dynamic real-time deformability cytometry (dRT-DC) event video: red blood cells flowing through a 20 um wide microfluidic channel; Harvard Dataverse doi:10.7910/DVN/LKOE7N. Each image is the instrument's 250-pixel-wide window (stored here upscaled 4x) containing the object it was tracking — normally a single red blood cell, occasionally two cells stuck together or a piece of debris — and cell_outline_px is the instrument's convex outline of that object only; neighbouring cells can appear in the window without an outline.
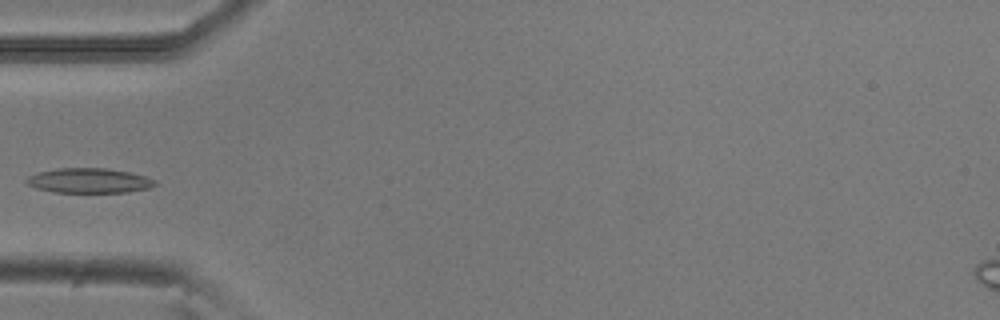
{"species": "common noctule bat (a hibernating species)", "species_latin": "Nyctalus noctula", "temperature_condition": "room temperature", "stored_images_in_passage": 4, "camera_frame_rate_fps": 3000, "um_per_image_px": 0.085, "animal": {"sex": "male", "body_mass_g": 20.5, "forearm_length_mm": 52.5}, "frame": {"image": 1, "passage_image": 4, "time_ms": 1.0, "image_size_px": [1000, 320], "cell_outline_px": [[156, 184], [148, 188], [128, 192], [52, 192], [36, 188], [28, 184], [24, 180], [28, 176], [36, 172], [60, 168], [104, 168], [128, 172], [144, 176], [156, 180]], "centroid_in_image_um": [7.53, 15.35], "position_along_channel_um": 77.5, "area_um2": 18.5}}